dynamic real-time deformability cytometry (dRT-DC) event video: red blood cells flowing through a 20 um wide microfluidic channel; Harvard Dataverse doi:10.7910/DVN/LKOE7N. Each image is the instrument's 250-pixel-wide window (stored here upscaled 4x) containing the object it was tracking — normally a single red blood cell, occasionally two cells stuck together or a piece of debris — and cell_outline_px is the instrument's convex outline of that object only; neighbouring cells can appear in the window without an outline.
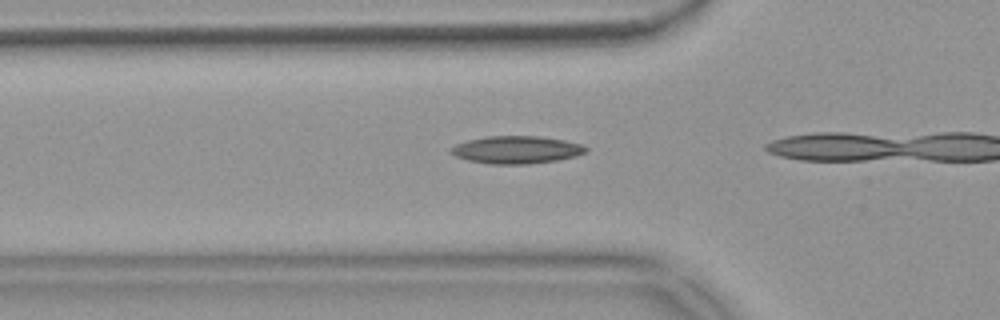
{"species": "common noctule bat (a hibernating species)", "species_latin": "Nyctalus noctula", "temperature_condition": "warm", "stored_images_in_passage": 5, "camera_frame_rate_fps": 3000, "um_per_image_px": 0.085, "animal": {"sex": "female", "body_mass_g": 18.4}, "frame": {"image": 1, "passage_image": 3, "time_ms": 0.667, "image_size_px": [1000, 320], "cell_outline_px": [[588, 148], [584, 152], [576, 156], [556, 160], [528, 164], [492, 164], [468, 160], [456, 156], [452, 152], [452, 148], [456, 144], [468, 140], [488, 136], [540, 136], [564, 140], [584, 144]], "centroid_in_image_um": [43.94, 12.72], "position_along_channel_um": 81.9, "area_um2": 21.5}}